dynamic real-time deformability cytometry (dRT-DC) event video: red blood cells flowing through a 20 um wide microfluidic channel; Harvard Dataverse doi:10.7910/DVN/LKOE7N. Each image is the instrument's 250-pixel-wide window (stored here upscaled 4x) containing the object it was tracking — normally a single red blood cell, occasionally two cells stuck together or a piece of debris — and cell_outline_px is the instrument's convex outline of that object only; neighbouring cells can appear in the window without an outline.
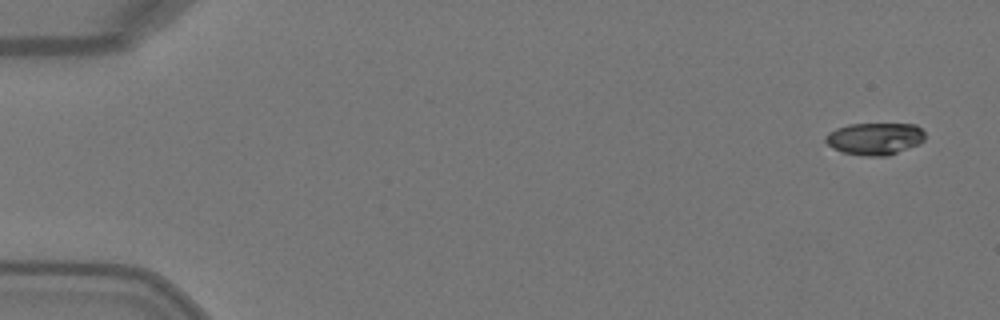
{"species": "Egyptian fruit bat (a non-hibernating species)", "species_latin": "Rousettus aegyptiacus", "temperature_condition": "warm", "stored_images_in_passage": 6, "camera_frame_rate_fps": 3000, "um_per_image_px": 0.085, "animal": {"sex": "female"}, "frame": {"image": 1, "passage_image": 1, "time_ms": 0.0, "image_size_px": [1000, 320], "cell_outline_px": [[924, 140], [908, 148], [888, 156], [864, 156], [840, 152], [832, 148], [824, 140], [824, 136], [828, 132], [836, 128], [848, 124], [916, 124], [924, 132]], "centroid_in_image_um": [74.3, 11.79], "position_along_channel_um": 10.7, "area_um2": 18.73}}